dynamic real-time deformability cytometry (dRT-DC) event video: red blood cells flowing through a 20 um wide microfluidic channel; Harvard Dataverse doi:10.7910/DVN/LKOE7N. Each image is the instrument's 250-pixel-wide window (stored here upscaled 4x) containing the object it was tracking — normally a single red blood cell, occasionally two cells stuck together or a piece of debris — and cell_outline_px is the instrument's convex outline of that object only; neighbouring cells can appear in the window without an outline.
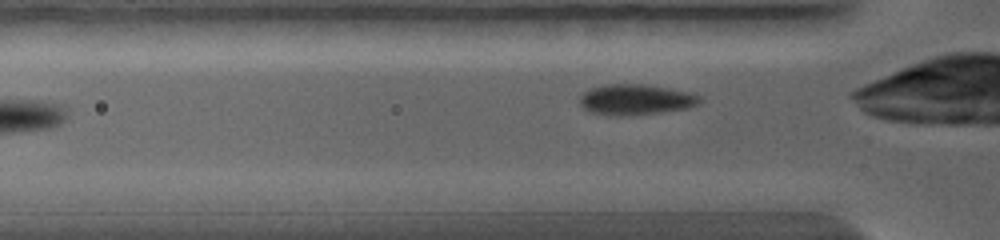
{"species": "common noctule bat (a hibernating species)", "species_latin": "Nyctalus noctula", "temperature_condition": "warm", "stored_images_in_passage": 22, "camera_frame_rate_fps": 5000, "um_per_image_px": 0.085, "animal": {"sex": "female", "body_mass_g": 19.0, "forearm_length_mm": 56.7}, "frame": {"image": 1, "passage_image": 22, "time_ms": 3.6, "image_size_px": [1000, 240], "cell_outline_px": [[700, 104], [688, 108], [660, 112], [620, 116], [616, 116], [588, 112], [580, 104], [580, 96], [588, 88], [604, 84], [640, 84], [688, 92], [700, 96]], "centroid_in_image_um": [53.98, 8.47], "position_along_channel_um": 71.8, "area_um2": 21.27}}